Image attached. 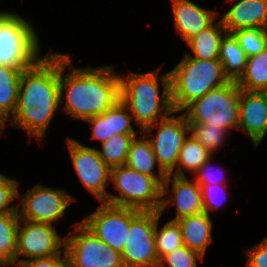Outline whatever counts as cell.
<instances>
[{"mask_svg":"<svg viewBox=\"0 0 267 267\" xmlns=\"http://www.w3.org/2000/svg\"><path fill=\"white\" fill-rule=\"evenodd\" d=\"M68 54L59 53V99L73 119L85 121L103 114L120 100V77L111 66L76 68ZM69 67L67 75L65 69Z\"/></svg>","mask_w":267,"mask_h":267,"instance_id":"6da1fadb","label":"cell"},{"mask_svg":"<svg viewBox=\"0 0 267 267\" xmlns=\"http://www.w3.org/2000/svg\"><path fill=\"white\" fill-rule=\"evenodd\" d=\"M59 106V53L50 52L22 71L10 124L26 130L29 137L43 139Z\"/></svg>","mask_w":267,"mask_h":267,"instance_id":"7a4b0ae2","label":"cell"},{"mask_svg":"<svg viewBox=\"0 0 267 267\" xmlns=\"http://www.w3.org/2000/svg\"><path fill=\"white\" fill-rule=\"evenodd\" d=\"M158 69L120 77V99L128 107L141 131L172 113L170 73L158 76ZM159 83L162 94L159 95Z\"/></svg>","mask_w":267,"mask_h":267,"instance_id":"3957f363","label":"cell"},{"mask_svg":"<svg viewBox=\"0 0 267 267\" xmlns=\"http://www.w3.org/2000/svg\"><path fill=\"white\" fill-rule=\"evenodd\" d=\"M169 73L172 106L177 112L230 81L219 59L202 60L185 55Z\"/></svg>","mask_w":267,"mask_h":267,"instance_id":"277c9868","label":"cell"},{"mask_svg":"<svg viewBox=\"0 0 267 267\" xmlns=\"http://www.w3.org/2000/svg\"><path fill=\"white\" fill-rule=\"evenodd\" d=\"M40 58L39 38L30 22L14 12L0 11V65L29 68Z\"/></svg>","mask_w":267,"mask_h":267,"instance_id":"5b68a950","label":"cell"},{"mask_svg":"<svg viewBox=\"0 0 267 267\" xmlns=\"http://www.w3.org/2000/svg\"><path fill=\"white\" fill-rule=\"evenodd\" d=\"M241 88L237 81L212 89L201 98L189 103L181 112L188 123L210 124L228 132L239 126Z\"/></svg>","mask_w":267,"mask_h":267,"instance_id":"8992f818","label":"cell"},{"mask_svg":"<svg viewBox=\"0 0 267 267\" xmlns=\"http://www.w3.org/2000/svg\"><path fill=\"white\" fill-rule=\"evenodd\" d=\"M110 181L120 195L108 193L105 203L140 211H160L162 183L157 178L121 165L111 169Z\"/></svg>","mask_w":267,"mask_h":267,"instance_id":"52a82bcc","label":"cell"},{"mask_svg":"<svg viewBox=\"0 0 267 267\" xmlns=\"http://www.w3.org/2000/svg\"><path fill=\"white\" fill-rule=\"evenodd\" d=\"M74 234L65 237L68 267H124L122 255L99 239L81 221L74 223Z\"/></svg>","mask_w":267,"mask_h":267,"instance_id":"ba28073f","label":"cell"},{"mask_svg":"<svg viewBox=\"0 0 267 267\" xmlns=\"http://www.w3.org/2000/svg\"><path fill=\"white\" fill-rule=\"evenodd\" d=\"M175 113L177 111L173 110L165 118L141 131L151 143L159 172H165L166 174H170L175 170L179 152L188 137L186 134L190 133L185 114L181 113L179 116H174ZM154 128H157L155 135L152 134Z\"/></svg>","mask_w":267,"mask_h":267,"instance_id":"9c48e42d","label":"cell"},{"mask_svg":"<svg viewBox=\"0 0 267 267\" xmlns=\"http://www.w3.org/2000/svg\"><path fill=\"white\" fill-rule=\"evenodd\" d=\"M160 211H141L129 225L121 253L124 267H158L155 229Z\"/></svg>","mask_w":267,"mask_h":267,"instance_id":"30bf717a","label":"cell"},{"mask_svg":"<svg viewBox=\"0 0 267 267\" xmlns=\"http://www.w3.org/2000/svg\"><path fill=\"white\" fill-rule=\"evenodd\" d=\"M17 206L20 220L51 224L60 220L76 199L63 189L37 184L20 197Z\"/></svg>","mask_w":267,"mask_h":267,"instance_id":"8fae6325","label":"cell"},{"mask_svg":"<svg viewBox=\"0 0 267 267\" xmlns=\"http://www.w3.org/2000/svg\"><path fill=\"white\" fill-rule=\"evenodd\" d=\"M140 210L101 202L99 207L81 221L99 239L122 253L130 222Z\"/></svg>","mask_w":267,"mask_h":267,"instance_id":"7c38bea8","label":"cell"},{"mask_svg":"<svg viewBox=\"0 0 267 267\" xmlns=\"http://www.w3.org/2000/svg\"><path fill=\"white\" fill-rule=\"evenodd\" d=\"M20 223L25 225L22 227ZM53 227L46 223L19 221L15 254L16 267L24 261L62 255L65 251L66 238L61 237ZM21 255L27 259H19Z\"/></svg>","mask_w":267,"mask_h":267,"instance_id":"4fadbf2b","label":"cell"},{"mask_svg":"<svg viewBox=\"0 0 267 267\" xmlns=\"http://www.w3.org/2000/svg\"><path fill=\"white\" fill-rule=\"evenodd\" d=\"M67 145L79 180L97 200L105 202L109 193L106 185L110 184L111 169L101 159L98 149L85 146L72 138H67Z\"/></svg>","mask_w":267,"mask_h":267,"instance_id":"5bb4252c","label":"cell"},{"mask_svg":"<svg viewBox=\"0 0 267 267\" xmlns=\"http://www.w3.org/2000/svg\"><path fill=\"white\" fill-rule=\"evenodd\" d=\"M170 183L173 197L167 198ZM171 202L176 205V215L172 221L204 212L200 185L194 179L190 181L187 176L167 174L162 183L161 214Z\"/></svg>","mask_w":267,"mask_h":267,"instance_id":"9a60e30c","label":"cell"},{"mask_svg":"<svg viewBox=\"0 0 267 267\" xmlns=\"http://www.w3.org/2000/svg\"><path fill=\"white\" fill-rule=\"evenodd\" d=\"M256 148L267 135V97L265 92L241 89L239 126Z\"/></svg>","mask_w":267,"mask_h":267,"instance_id":"2e32d148","label":"cell"},{"mask_svg":"<svg viewBox=\"0 0 267 267\" xmlns=\"http://www.w3.org/2000/svg\"><path fill=\"white\" fill-rule=\"evenodd\" d=\"M176 33L187 42L209 27L217 18V12L202 8L191 0H171Z\"/></svg>","mask_w":267,"mask_h":267,"instance_id":"e0dca14e","label":"cell"},{"mask_svg":"<svg viewBox=\"0 0 267 267\" xmlns=\"http://www.w3.org/2000/svg\"><path fill=\"white\" fill-rule=\"evenodd\" d=\"M132 114L121 99L103 114L85 120L92 126L91 139L102 142L117 134H136Z\"/></svg>","mask_w":267,"mask_h":267,"instance_id":"ac0fdd59","label":"cell"},{"mask_svg":"<svg viewBox=\"0 0 267 267\" xmlns=\"http://www.w3.org/2000/svg\"><path fill=\"white\" fill-rule=\"evenodd\" d=\"M232 4L237 0H226ZM227 33L243 28H267V0H238L222 17Z\"/></svg>","mask_w":267,"mask_h":267,"instance_id":"d6986e66","label":"cell"},{"mask_svg":"<svg viewBox=\"0 0 267 267\" xmlns=\"http://www.w3.org/2000/svg\"><path fill=\"white\" fill-rule=\"evenodd\" d=\"M177 222L181 227L183 245L204 256L207 247L213 240L211 216L202 212L180 218Z\"/></svg>","mask_w":267,"mask_h":267,"instance_id":"ffe728a7","label":"cell"},{"mask_svg":"<svg viewBox=\"0 0 267 267\" xmlns=\"http://www.w3.org/2000/svg\"><path fill=\"white\" fill-rule=\"evenodd\" d=\"M28 68H11L0 65V135L3 133L8 118L14 115L20 77L23 70Z\"/></svg>","mask_w":267,"mask_h":267,"instance_id":"44dd1931","label":"cell"},{"mask_svg":"<svg viewBox=\"0 0 267 267\" xmlns=\"http://www.w3.org/2000/svg\"><path fill=\"white\" fill-rule=\"evenodd\" d=\"M226 33L227 30L221 19L216 24L213 22L186 42L193 56L190 53L185 55L202 60L219 59L220 42Z\"/></svg>","mask_w":267,"mask_h":267,"instance_id":"7402d4cb","label":"cell"},{"mask_svg":"<svg viewBox=\"0 0 267 267\" xmlns=\"http://www.w3.org/2000/svg\"><path fill=\"white\" fill-rule=\"evenodd\" d=\"M156 164L158 165L156 156L147 137L144 134L140 137H135L131 142L125 165L142 174L157 178L163 183L167 174L165 172H159L157 175L154 171Z\"/></svg>","mask_w":267,"mask_h":267,"instance_id":"603a6c76","label":"cell"},{"mask_svg":"<svg viewBox=\"0 0 267 267\" xmlns=\"http://www.w3.org/2000/svg\"><path fill=\"white\" fill-rule=\"evenodd\" d=\"M247 58L235 36L232 33H226L220 42L219 61L230 80L237 81L244 73Z\"/></svg>","mask_w":267,"mask_h":267,"instance_id":"cb8c5ba5","label":"cell"},{"mask_svg":"<svg viewBox=\"0 0 267 267\" xmlns=\"http://www.w3.org/2000/svg\"><path fill=\"white\" fill-rule=\"evenodd\" d=\"M237 84L239 88L247 91L267 90V47L247 58L245 71L237 80Z\"/></svg>","mask_w":267,"mask_h":267,"instance_id":"d4e9b609","label":"cell"},{"mask_svg":"<svg viewBox=\"0 0 267 267\" xmlns=\"http://www.w3.org/2000/svg\"><path fill=\"white\" fill-rule=\"evenodd\" d=\"M211 157L213 155L208 149L189 135L179 152L176 170H173L170 174L186 176L183 170L195 173Z\"/></svg>","mask_w":267,"mask_h":267,"instance_id":"484cf974","label":"cell"},{"mask_svg":"<svg viewBox=\"0 0 267 267\" xmlns=\"http://www.w3.org/2000/svg\"><path fill=\"white\" fill-rule=\"evenodd\" d=\"M19 213L0 215V267H15Z\"/></svg>","mask_w":267,"mask_h":267,"instance_id":"4316f807","label":"cell"},{"mask_svg":"<svg viewBox=\"0 0 267 267\" xmlns=\"http://www.w3.org/2000/svg\"><path fill=\"white\" fill-rule=\"evenodd\" d=\"M137 134H115L102 142V150L98 149L104 163L110 168L125 165L131 142Z\"/></svg>","mask_w":267,"mask_h":267,"instance_id":"83f0119b","label":"cell"},{"mask_svg":"<svg viewBox=\"0 0 267 267\" xmlns=\"http://www.w3.org/2000/svg\"><path fill=\"white\" fill-rule=\"evenodd\" d=\"M162 214L157 218L155 229L156 252L159 260L166 254L183 246L181 227L177 221H168L163 227L158 228Z\"/></svg>","mask_w":267,"mask_h":267,"instance_id":"f1b7e54d","label":"cell"},{"mask_svg":"<svg viewBox=\"0 0 267 267\" xmlns=\"http://www.w3.org/2000/svg\"><path fill=\"white\" fill-rule=\"evenodd\" d=\"M190 135L202 144L213 155L220 149L226 140L228 131L223 127H215L210 124L188 123Z\"/></svg>","mask_w":267,"mask_h":267,"instance_id":"f546056e","label":"cell"},{"mask_svg":"<svg viewBox=\"0 0 267 267\" xmlns=\"http://www.w3.org/2000/svg\"><path fill=\"white\" fill-rule=\"evenodd\" d=\"M232 34L247 57L256 55L267 47V28H243Z\"/></svg>","mask_w":267,"mask_h":267,"instance_id":"4dcf8cb0","label":"cell"},{"mask_svg":"<svg viewBox=\"0 0 267 267\" xmlns=\"http://www.w3.org/2000/svg\"><path fill=\"white\" fill-rule=\"evenodd\" d=\"M203 258L199 252L183 245L163 256L158 267H198L197 260L203 261Z\"/></svg>","mask_w":267,"mask_h":267,"instance_id":"1f68e13d","label":"cell"},{"mask_svg":"<svg viewBox=\"0 0 267 267\" xmlns=\"http://www.w3.org/2000/svg\"><path fill=\"white\" fill-rule=\"evenodd\" d=\"M19 182L0 173V215L18 212L17 206L10 204L19 197Z\"/></svg>","mask_w":267,"mask_h":267,"instance_id":"d6a6232c","label":"cell"},{"mask_svg":"<svg viewBox=\"0 0 267 267\" xmlns=\"http://www.w3.org/2000/svg\"><path fill=\"white\" fill-rule=\"evenodd\" d=\"M226 186L227 185L225 184H217V185L203 184L200 186L203 199L204 212L210 215V211L218 210L220 204L223 203L222 201H220L219 199L220 197H218V194H220L219 193L220 190L224 189L226 191ZM221 195L222 194H220V196Z\"/></svg>","mask_w":267,"mask_h":267,"instance_id":"836d02e7","label":"cell"},{"mask_svg":"<svg viewBox=\"0 0 267 267\" xmlns=\"http://www.w3.org/2000/svg\"><path fill=\"white\" fill-rule=\"evenodd\" d=\"M246 252L245 267H267V236Z\"/></svg>","mask_w":267,"mask_h":267,"instance_id":"e575fe53","label":"cell"},{"mask_svg":"<svg viewBox=\"0 0 267 267\" xmlns=\"http://www.w3.org/2000/svg\"><path fill=\"white\" fill-rule=\"evenodd\" d=\"M213 158H209L195 173H194V180L201 186L203 184H210V185H217V184H224L223 179L221 177H215L216 175L210 170V162ZM210 170V171H209ZM222 172L223 169H218V171ZM221 175V174H220ZM220 179V180H219ZM221 181V182H220ZM223 182V183H222Z\"/></svg>","mask_w":267,"mask_h":267,"instance_id":"d590c367","label":"cell"},{"mask_svg":"<svg viewBox=\"0 0 267 267\" xmlns=\"http://www.w3.org/2000/svg\"><path fill=\"white\" fill-rule=\"evenodd\" d=\"M63 254L24 261L18 267H65L67 256L65 251Z\"/></svg>","mask_w":267,"mask_h":267,"instance_id":"8d00e7d4","label":"cell"}]
</instances>
